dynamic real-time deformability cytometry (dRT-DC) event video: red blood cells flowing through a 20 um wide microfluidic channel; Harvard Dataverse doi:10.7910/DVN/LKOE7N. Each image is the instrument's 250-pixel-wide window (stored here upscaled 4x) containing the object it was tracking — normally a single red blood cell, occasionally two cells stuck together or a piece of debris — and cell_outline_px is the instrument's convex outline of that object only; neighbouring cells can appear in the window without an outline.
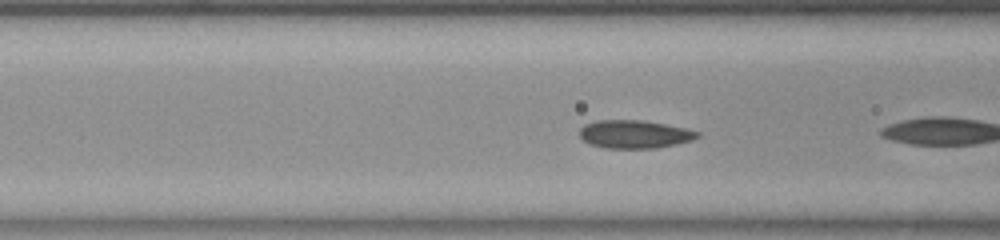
{"species": "common noctule bat (a hibernating species)", "species_latin": "Nyctalus noctula", "temperature_condition": "room temperature", "stored_images_in_passage": 11, "camera_frame_rate_fps": 3000, "um_per_image_px": 0.085, "animal": {"sex": "female", "body_mass_g": 23.0, "forearm_length_mm": 53.4}, "frame": {"image": 1, "passage_image": 4, "time_ms": 1.0, "image_size_px": [1000, 240], "cell_outline_px": [[700, 136], [692, 140], [676, 144], [656, 148], [604, 148], [592, 144], [584, 140], [580, 136], [580, 128], [584, 124], [600, 120], [640, 120], [664, 124], [684, 128], [700, 132]], "centroid_in_image_um": [53.94, 11.41], "position_along_channel_um": 112.7, "area_um2": 19.13}}